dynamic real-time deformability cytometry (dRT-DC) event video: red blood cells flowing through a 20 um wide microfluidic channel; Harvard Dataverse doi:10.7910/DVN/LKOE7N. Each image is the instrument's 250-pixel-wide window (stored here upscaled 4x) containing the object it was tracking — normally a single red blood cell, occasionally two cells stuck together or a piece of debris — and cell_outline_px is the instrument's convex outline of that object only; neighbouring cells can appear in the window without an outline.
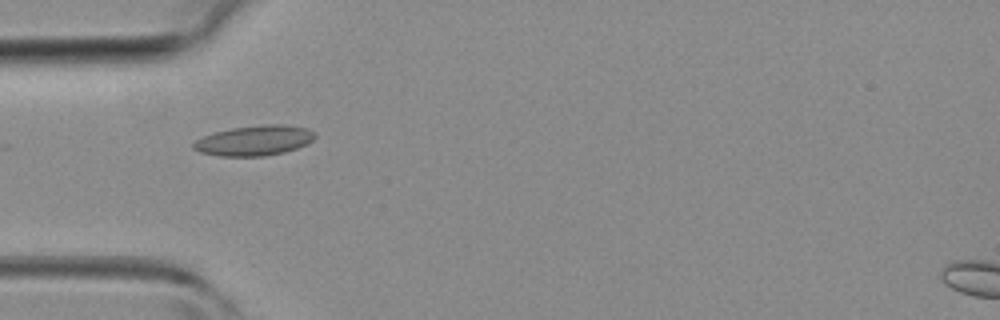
{"species": "common noctule bat (a hibernating species)", "species_latin": "Nyctalus noctula", "temperature_condition": "room temperature", "stored_images_in_passage": 30, "camera_frame_rate_fps": 3000, "um_per_image_px": 0.085, "animal": {"sex": "female", "body_mass_g": 19.3, "forearm_length_mm": 54.1}, "frame": {"image": 1, "passage_image": 1, "time_ms": 0.0, "image_size_px": [1000, 320], "cell_outline_px": [[316, 136], [308, 144], [284, 152], [264, 156], [220, 156], [200, 152], [192, 148], [192, 144], [196, 140], [204, 136], [216, 132], [232, 128], [264, 124], [280, 124], [308, 128], [316, 132]], "centroid_in_image_um": [21.65, 11.94], "position_along_channel_um": 63.4, "area_um2": 21.33}}
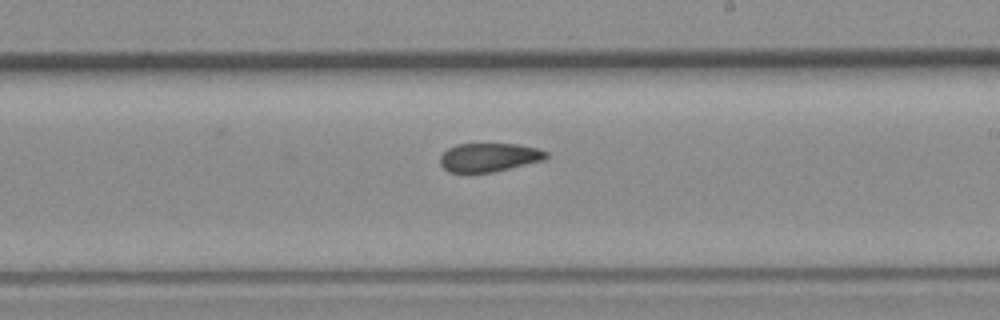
{"frame": {"image": 2, "passage_image": 13, "time_ms": 4.0, "image_size_px": [1000, 320], "cell_outline_px": [[548, 156], [544, 160], [492, 172], [448, 172], [440, 164], [440, 156], [448, 148], [456, 144], [516, 144], [536, 148], [548, 152]], "centroid_in_image_um": [41.55, 13.37], "position_along_channel_um": 247.4, "area_um2": 17.57}}
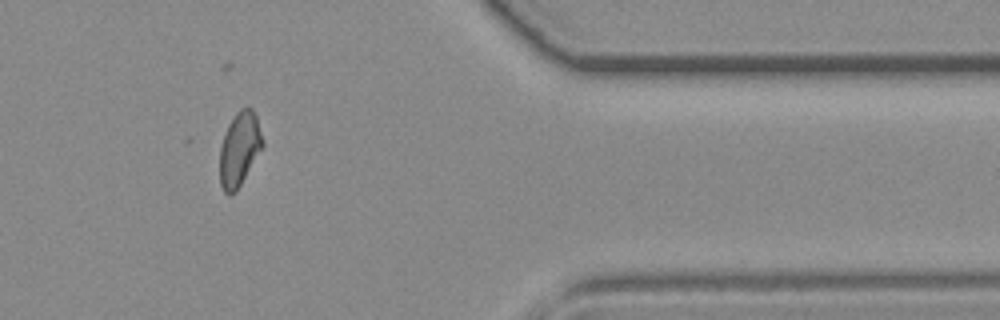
{"frame": {"image": 3, "passage_image": 24, "time_ms": 7.667, "image_size_px": [1000, 320], "cell_outline_px": [[264, 144], [236, 192], [228, 196], [224, 192], [220, 184], [220, 148], [228, 124], [236, 112], [240, 108], [252, 108], [256, 116], [264, 140]], "centroid_in_image_um": [20.35, 12.68], "position_along_channel_um": 391.1, "area_um2": 18.38}}